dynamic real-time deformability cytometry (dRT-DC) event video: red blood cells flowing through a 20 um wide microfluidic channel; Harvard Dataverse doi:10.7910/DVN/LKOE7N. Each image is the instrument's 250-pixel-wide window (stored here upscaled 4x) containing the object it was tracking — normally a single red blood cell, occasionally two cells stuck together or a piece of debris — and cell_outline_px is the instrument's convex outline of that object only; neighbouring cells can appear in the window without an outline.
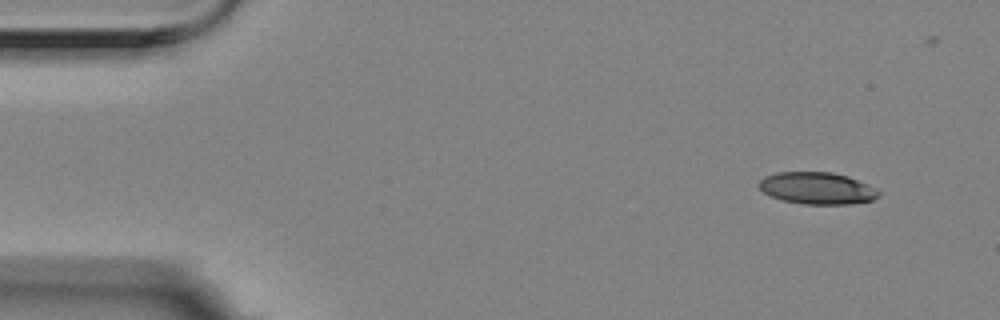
{"species": "Egyptian fruit bat (a non-hibernating species)", "species_latin": "Rousettus aegyptiacus", "temperature_condition": "room temperature", "stored_images_in_passage": 5, "camera_frame_rate_fps": 3000, "um_per_image_px": 0.085, "animal": {"sex": "female"}, "frame": {"image": 1, "passage_image": 1, "time_ms": 0.0, "image_size_px": [1000, 320], "cell_outline_px": [[880, 196], [872, 200], [852, 204], [804, 204], [784, 200], [772, 196], [764, 192], [756, 184], [764, 176], [776, 172], [832, 172], [848, 176], [876, 188], [880, 192]], "centroid_in_image_um": [69.46, 15.99], "position_along_channel_um": 15.5, "area_um2": 22.31}}
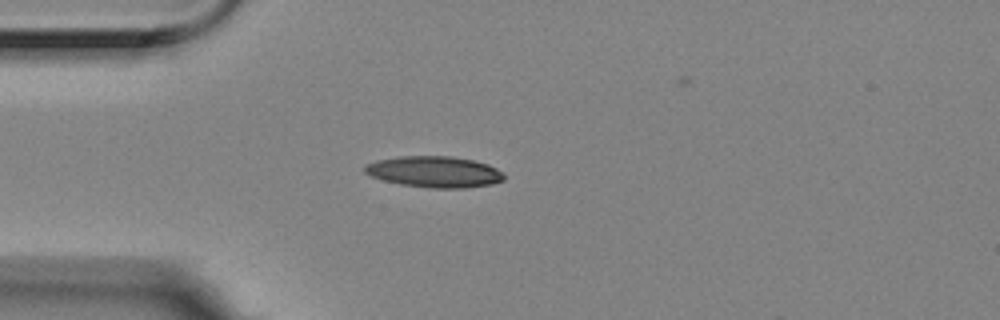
{"frame": {"image": 2, "passage_image": 4, "time_ms": 1.0, "image_size_px": [1000, 320], "cell_outline_px": [[504, 180], [492, 184], [464, 188], [432, 188], [400, 184], [384, 180], [372, 176], [364, 172], [364, 168], [368, 164], [376, 160], [400, 156], [448, 156], [472, 160], [488, 164], [504, 172]], "centroid_in_image_um": [36.95, 14.6], "position_along_channel_um": 48.0, "area_um2": 25.2}}